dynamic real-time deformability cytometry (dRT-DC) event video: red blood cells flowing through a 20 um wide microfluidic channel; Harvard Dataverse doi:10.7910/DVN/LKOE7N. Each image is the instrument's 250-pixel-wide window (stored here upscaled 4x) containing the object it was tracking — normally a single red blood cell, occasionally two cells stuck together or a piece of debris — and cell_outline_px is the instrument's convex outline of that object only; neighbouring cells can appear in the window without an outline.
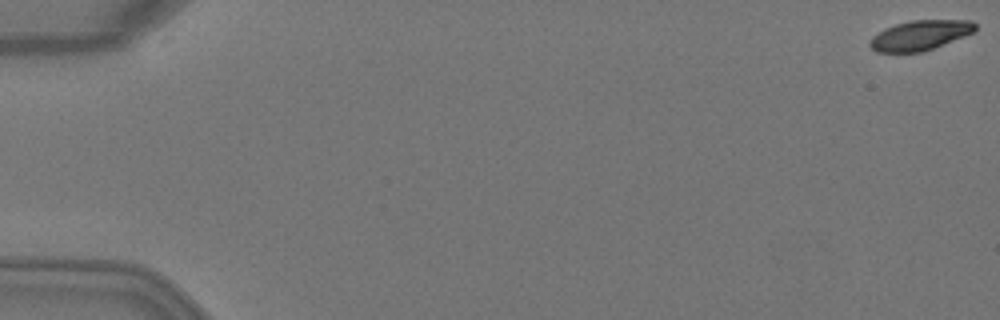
{"species": "Egyptian fruit bat (a non-hibernating species)", "species_latin": "Rousettus aegyptiacus", "temperature_condition": "warm", "stored_images_in_passage": 51, "camera_frame_rate_fps": 3000, "um_per_image_px": 0.085, "animal": {"sex": "female"}, "frame": {"image": 1, "passage_image": 1, "time_ms": 0.0, "image_size_px": [1000, 320], "cell_outline_px": [[976, 28], [972, 32], [964, 36], [932, 48], [920, 52], [876, 52], [868, 44], [872, 36], [884, 28], [896, 24], [912, 20], [972, 20], [976, 24]], "centroid_in_image_um": [78.17, 2.99], "position_along_channel_um": 6.8, "area_um2": 18.15}}
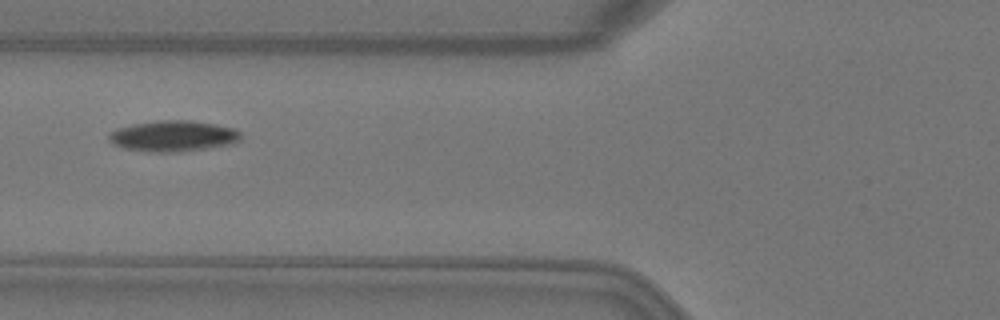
{"frame": {"image": 2, "passage_image": 21, "time_ms": 6.667, "image_size_px": [1000, 320], "cell_outline_px": [[240, 140], [228, 144], [204, 148], [176, 152], [152, 152], [124, 148], [112, 144], [108, 140], [108, 136], [116, 128], [132, 124], [160, 120], [192, 120], [216, 124], [232, 128], [240, 132]], "centroid_in_image_um": [14.67, 11.55], "position_along_channel_um": 111.1, "area_um2": 23.58}}
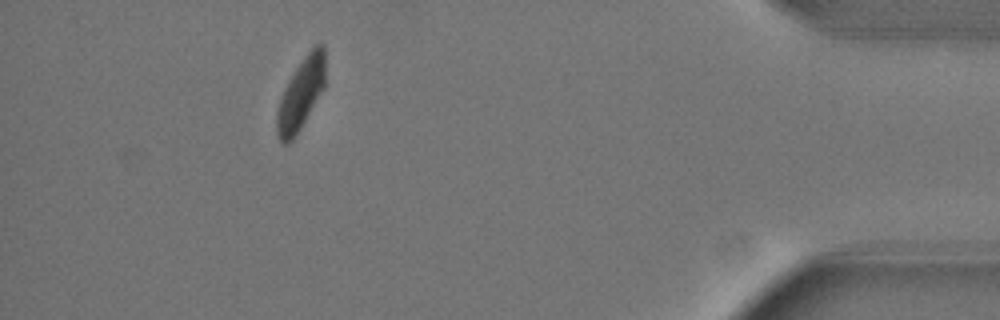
{"frame": {"image": 3, "passage_image": 47, "time_ms": 15.333, "image_size_px": [1000, 320], "cell_outline_px": [[324, 88], [300, 128], [292, 140], [288, 144], [284, 144], [280, 140], [276, 132], [276, 112], [284, 88], [288, 80], [304, 56], [316, 44], [324, 44]], "centroid_in_image_um": [25.55, 7.99], "position_along_channel_um": 409.6, "area_um2": 19.83}, "authors_computed_cell_mechanics": {"area_um2": 21.0392, "velocity_mm_per_s": 4.0469, "shape_relaxation_time_tau1_ms": 2.9096, "shape_relaxation_time_tau2_ms": 10.9199, "deformation_change_tau1": 0.136, "deformation_change_tau2": 0.113}}